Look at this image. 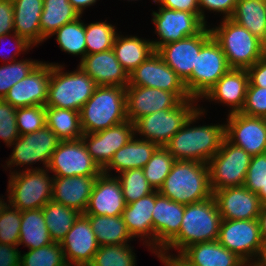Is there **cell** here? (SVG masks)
<instances>
[{"instance_id":"6da1fadb","label":"cell","mask_w":266,"mask_h":266,"mask_svg":"<svg viewBox=\"0 0 266 266\" xmlns=\"http://www.w3.org/2000/svg\"><path fill=\"white\" fill-rule=\"evenodd\" d=\"M205 114L199 109L185 122L182 128L165 144L175 160L198 161L207 164L218 152L225 138V124L193 126Z\"/></svg>"},{"instance_id":"7a4b0ae2","label":"cell","mask_w":266,"mask_h":266,"mask_svg":"<svg viewBox=\"0 0 266 266\" xmlns=\"http://www.w3.org/2000/svg\"><path fill=\"white\" fill-rule=\"evenodd\" d=\"M221 222L214 197L185 205L179 233L157 255H168L170 249H177L181 254L193 244L216 241Z\"/></svg>"},{"instance_id":"3957f363","label":"cell","mask_w":266,"mask_h":266,"mask_svg":"<svg viewBox=\"0 0 266 266\" xmlns=\"http://www.w3.org/2000/svg\"><path fill=\"white\" fill-rule=\"evenodd\" d=\"M158 191L183 205L213 197L208 165L198 161L176 160Z\"/></svg>"},{"instance_id":"277c9868","label":"cell","mask_w":266,"mask_h":266,"mask_svg":"<svg viewBox=\"0 0 266 266\" xmlns=\"http://www.w3.org/2000/svg\"><path fill=\"white\" fill-rule=\"evenodd\" d=\"M126 120V87L97 86L80 110L83 134L105 130Z\"/></svg>"},{"instance_id":"5b68a950","label":"cell","mask_w":266,"mask_h":266,"mask_svg":"<svg viewBox=\"0 0 266 266\" xmlns=\"http://www.w3.org/2000/svg\"><path fill=\"white\" fill-rule=\"evenodd\" d=\"M63 69V65L52 63L45 107L80 112L98 85L79 66L72 72H64Z\"/></svg>"},{"instance_id":"8992f818","label":"cell","mask_w":266,"mask_h":266,"mask_svg":"<svg viewBox=\"0 0 266 266\" xmlns=\"http://www.w3.org/2000/svg\"><path fill=\"white\" fill-rule=\"evenodd\" d=\"M10 170L8 180V203L20 211L43 208L52 200L53 180L45 168ZM48 173V174H47Z\"/></svg>"},{"instance_id":"52a82bcc","label":"cell","mask_w":266,"mask_h":266,"mask_svg":"<svg viewBox=\"0 0 266 266\" xmlns=\"http://www.w3.org/2000/svg\"><path fill=\"white\" fill-rule=\"evenodd\" d=\"M211 27L213 38L219 43L231 69H248L260 60V40L230 18Z\"/></svg>"},{"instance_id":"ba28073f","label":"cell","mask_w":266,"mask_h":266,"mask_svg":"<svg viewBox=\"0 0 266 266\" xmlns=\"http://www.w3.org/2000/svg\"><path fill=\"white\" fill-rule=\"evenodd\" d=\"M197 99L191 98L181 101L175 108L164 109L152 114L142 116L134 122L135 135H142L141 139L165 144L182 128L185 122L198 109ZM144 137V138H143Z\"/></svg>"},{"instance_id":"9c48e42d","label":"cell","mask_w":266,"mask_h":266,"mask_svg":"<svg viewBox=\"0 0 266 266\" xmlns=\"http://www.w3.org/2000/svg\"><path fill=\"white\" fill-rule=\"evenodd\" d=\"M251 158L244 149L224 138L218 152L207 163L212 192L243 186Z\"/></svg>"},{"instance_id":"30bf717a","label":"cell","mask_w":266,"mask_h":266,"mask_svg":"<svg viewBox=\"0 0 266 266\" xmlns=\"http://www.w3.org/2000/svg\"><path fill=\"white\" fill-rule=\"evenodd\" d=\"M226 56L213 36L201 47L196 68L184 81L191 98L202 100L208 90L230 70Z\"/></svg>"},{"instance_id":"8fae6325","label":"cell","mask_w":266,"mask_h":266,"mask_svg":"<svg viewBox=\"0 0 266 266\" xmlns=\"http://www.w3.org/2000/svg\"><path fill=\"white\" fill-rule=\"evenodd\" d=\"M47 170L54 173V177L98 176L102 172L88 153L82 138L60 141Z\"/></svg>"},{"instance_id":"7c38bea8","label":"cell","mask_w":266,"mask_h":266,"mask_svg":"<svg viewBox=\"0 0 266 266\" xmlns=\"http://www.w3.org/2000/svg\"><path fill=\"white\" fill-rule=\"evenodd\" d=\"M217 241L250 265L255 260L263 242L258 219H222Z\"/></svg>"},{"instance_id":"4fadbf2b","label":"cell","mask_w":266,"mask_h":266,"mask_svg":"<svg viewBox=\"0 0 266 266\" xmlns=\"http://www.w3.org/2000/svg\"><path fill=\"white\" fill-rule=\"evenodd\" d=\"M127 86H144L175 93L182 101L191 99L184 81L155 52L129 74Z\"/></svg>"},{"instance_id":"5bb4252c","label":"cell","mask_w":266,"mask_h":266,"mask_svg":"<svg viewBox=\"0 0 266 266\" xmlns=\"http://www.w3.org/2000/svg\"><path fill=\"white\" fill-rule=\"evenodd\" d=\"M158 11L152 13L155 33L159 37V41H151L155 51L165 44L195 36L206 26L196 14L191 12L171 10L162 6Z\"/></svg>"},{"instance_id":"9a60e30c","label":"cell","mask_w":266,"mask_h":266,"mask_svg":"<svg viewBox=\"0 0 266 266\" xmlns=\"http://www.w3.org/2000/svg\"><path fill=\"white\" fill-rule=\"evenodd\" d=\"M60 139L47 126L30 134L20 135L12 144L13 152L11 158L6 162L7 167L33 165L42 162L47 169L53 152L57 149Z\"/></svg>"},{"instance_id":"2e32d148","label":"cell","mask_w":266,"mask_h":266,"mask_svg":"<svg viewBox=\"0 0 266 266\" xmlns=\"http://www.w3.org/2000/svg\"><path fill=\"white\" fill-rule=\"evenodd\" d=\"M225 138L251 156L266 153V122L264 117L241 112L228 114Z\"/></svg>"},{"instance_id":"e0dca14e","label":"cell","mask_w":266,"mask_h":266,"mask_svg":"<svg viewBox=\"0 0 266 266\" xmlns=\"http://www.w3.org/2000/svg\"><path fill=\"white\" fill-rule=\"evenodd\" d=\"M206 25L195 36L165 44L156 50L161 59L185 81L196 68L201 47L212 37L210 26Z\"/></svg>"},{"instance_id":"ac0fdd59","label":"cell","mask_w":266,"mask_h":266,"mask_svg":"<svg viewBox=\"0 0 266 266\" xmlns=\"http://www.w3.org/2000/svg\"><path fill=\"white\" fill-rule=\"evenodd\" d=\"M134 135V123L126 120L105 130L83 134L81 138L93 161L103 170Z\"/></svg>"},{"instance_id":"d6986e66","label":"cell","mask_w":266,"mask_h":266,"mask_svg":"<svg viewBox=\"0 0 266 266\" xmlns=\"http://www.w3.org/2000/svg\"><path fill=\"white\" fill-rule=\"evenodd\" d=\"M52 63L41 62L25 78L14 84L4 100L17 108L45 106L48 98Z\"/></svg>"},{"instance_id":"ffe728a7","label":"cell","mask_w":266,"mask_h":266,"mask_svg":"<svg viewBox=\"0 0 266 266\" xmlns=\"http://www.w3.org/2000/svg\"><path fill=\"white\" fill-rule=\"evenodd\" d=\"M68 266H89L100 247L89 219L81 214L61 241Z\"/></svg>"},{"instance_id":"44dd1931","label":"cell","mask_w":266,"mask_h":266,"mask_svg":"<svg viewBox=\"0 0 266 266\" xmlns=\"http://www.w3.org/2000/svg\"><path fill=\"white\" fill-rule=\"evenodd\" d=\"M213 197L224 220L257 219L263 205L257 193L244 185L217 190Z\"/></svg>"},{"instance_id":"7402d4cb","label":"cell","mask_w":266,"mask_h":266,"mask_svg":"<svg viewBox=\"0 0 266 266\" xmlns=\"http://www.w3.org/2000/svg\"><path fill=\"white\" fill-rule=\"evenodd\" d=\"M182 100L173 92L144 86H126L127 119L134 123L142 116L175 108Z\"/></svg>"},{"instance_id":"603a6c76","label":"cell","mask_w":266,"mask_h":266,"mask_svg":"<svg viewBox=\"0 0 266 266\" xmlns=\"http://www.w3.org/2000/svg\"><path fill=\"white\" fill-rule=\"evenodd\" d=\"M101 172L96 179L84 215L120 216L126 207L119 179Z\"/></svg>"},{"instance_id":"cb8c5ba5","label":"cell","mask_w":266,"mask_h":266,"mask_svg":"<svg viewBox=\"0 0 266 266\" xmlns=\"http://www.w3.org/2000/svg\"><path fill=\"white\" fill-rule=\"evenodd\" d=\"M185 205L172 201L155 190L152 212L156 255L179 233Z\"/></svg>"},{"instance_id":"d4e9b609","label":"cell","mask_w":266,"mask_h":266,"mask_svg":"<svg viewBox=\"0 0 266 266\" xmlns=\"http://www.w3.org/2000/svg\"><path fill=\"white\" fill-rule=\"evenodd\" d=\"M79 67L87 73L98 86L126 87L129 75L117 60L113 49L86 55Z\"/></svg>"},{"instance_id":"484cf974","label":"cell","mask_w":266,"mask_h":266,"mask_svg":"<svg viewBox=\"0 0 266 266\" xmlns=\"http://www.w3.org/2000/svg\"><path fill=\"white\" fill-rule=\"evenodd\" d=\"M248 84L246 69H230L202 98L230 106L229 114L238 113L244 107Z\"/></svg>"},{"instance_id":"4316f807","label":"cell","mask_w":266,"mask_h":266,"mask_svg":"<svg viewBox=\"0 0 266 266\" xmlns=\"http://www.w3.org/2000/svg\"><path fill=\"white\" fill-rule=\"evenodd\" d=\"M154 206L155 190L135 202L126 204L122 217L130 235L133 238H143L142 240H145L144 242L150 247V250H153L152 253L156 254V238L153 234L152 219Z\"/></svg>"},{"instance_id":"83f0119b","label":"cell","mask_w":266,"mask_h":266,"mask_svg":"<svg viewBox=\"0 0 266 266\" xmlns=\"http://www.w3.org/2000/svg\"><path fill=\"white\" fill-rule=\"evenodd\" d=\"M97 176L54 177L52 200L84 214Z\"/></svg>"},{"instance_id":"f1b7e54d","label":"cell","mask_w":266,"mask_h":266,"mask_svg":"<svg viewBox=\"0 0 266 266\" xmlns=\"http://www.w3.org/2000/svg\"><path fill=\"white\" fill-rule=\"evenodd\" d=\"M180 255L192 266H248L217 240L193 244Z\"/></svg>"},{"instance_id":"f546056e","label":"cell","mask_w":266,"mask_h":266,"mask_svg":"<svg viewBox=\"0 0 266 266\" xmlns=\"http://www.w3.org/2000/svg\"><path fill=\"white\" fill-rule=\"evenodd\" d=\"M158 147L156 143L137 139L134 135L127 144L113 155V158L102 172L109 175L111 170H116L119 175L126 170L142 169Z\"/></svg>"},{"instance_id":"4dcf8cb0","label":"cell","mask_w":266,"mask_h":266,"mask_svg":"<svg viewBox=\"0 0 266 266\" xmlns=\"http://www.w3.org/2000/svg\"><path fill=\"white\" fill-rule=\"evenodd\" d=\"M15 33L36 46L41 43L40 18L43 11V0H14Z\"/></svg>"},{"instance_id":"1f68e13d","label":"cell","mask_w":266,"mask_h":266,"mask_svg":"<svg viewBox=\"0 0 266 266\" xmlns=\"http://www.w3.org/2000/svg\"><path fill=\"white\" fill-rule=\"evenodd\" d=\"M112 49L128 75L156 52L148 39L119 34L116 35Z\"/></svg>"},{"instance_id":"d6a6232c","label":"cell","mask_w":266,"mask_h":266,"mask_svg":"<svg viewBox=\"0 0 266 266\" xmlns=\"http://www.w3.org/2000/svg\"><path fill=\"white\" fill-rule=\"evenodd\" d=\"M81 15L68 0H43L40 18L41 43L66 23Z\"/></svg>"},{"instance_id":"836d02e7","label":"cell","mask_w":266,"mask_h":266,"mask_svg":"<svg viewBox=\"0 0 266 266\" xmlns=\"http://www.w3.org/2000/svg\"><path fill=\"white\" fill-rule=\"evenodd\" d=\"M92 226L100 246L128 244L133 238L127 230L122 215H85Z\"/></svg>"},{"instance_id":"e575fe53","label":"cell","mask_w":266,"mask_h":266,"mask_svg":"<svg viewBox=\"0 0 266 266\" xmlns=\"http://www.w3.org/2000/svg\"><path fill=\"white\" fill-rule=\"evenodd\" d=\"M42 208L21 211L19 245L24 244L29 250L53 243L46 227Z\"/></svg>"},{"instance_id":"d590c367","label":"cell","mask_w":266,"mask_h":266,"mask_svg":"<svg viewBox=\"0 0 266 266\" xmlns=\"http://www.w3.org/2000/svg\"><path fill=\"white\" fill-rule=\"evenodd\" d=\"M260 41L266 36V2L238 0L230 17Z\"/></svg>"},{"instance_id":"8d00e7d4","label":"cell","mask_w":266,"mask_h":266,"mask_svg":"<svg viewBox=\"0 0 266 266\" xmlns=\"http://www.w3.org/2000/svg\"><path fill=\"white\" fill-rule=\"evenodd\" d=\"M46 125L61 141L77 140L83 136L78 111L46 107Z\"/></svg>"},{"instance_id":"74e56055","label":"cell","mask_w":266,"mask_h":266,"mask_svg":"<svg viewBox=\"0 0 266 266\" xmlns=\"http://www.w3.org/2000/svg\"><path fill=\"white\" fill-rule=\"evenodd\" d=\"M42 213L53 242L61 243L81 213L50 200Z\"/></svg>"},{"instance_id":"f35d334b","label":"cell","mask_w":266,"mask_h":266,"mask_svg":"<svg viewBox=\"0 0 266 266\" xmlns=\"http://www.w3.org/2000/svg\"><path fill=\"white\" fill-rule=\"evenodd\" d=\"M52 35H57L56 40L61 51L71 55H81V60L86 56L85 23L81 20V16L66 23Z\"/></svg>"},{"instance_id":"ab89813d","label":"cell","mask_w":266,"mask_h":266,"mask_svg":"<svg viewBox=\"0 0 266 266\" xmlns=\"http://www.w3.org/2000/svg\"><path fill=\"white\" fill-rule=\"evenodd\" d=\"M117 34L116 27L105 21L85 24L86 55L112 49Z\"/></svg>"},{"instance_id":"60d3db41","label":"cell","mask_w":266,"mask_h":266,"mask_svg":"<svg viewBox=\"0 0 266 266\" xmlns=\"http://www.w3.org/2000/svg\"><path fill=\"white\" fill-rule=\"evenodd\" d=\"M175 161L163 146H159L152 154L151 159L142 169L146 180L154 190L158 191L161 188Z\"/></svg>"},{"instance_id":"b9f144b4","label":"cell","mask_w":266,"mask_h":266,"mask_svg":"<svg viewBox=\"0 0 266 266\" xmlns=\"http://www.w3.org/2000/svg\"><path fill=\"white\" fill-rule=\"evenodd\" d=\"M132 248L129 244L100 246L89 266H135Z\"/></svg>"},{"instance_id":"7bdbcfd3","label":"cell","mask_w":266,"mask_h":266,"mask_svg":"<svg viewBox=\"0 0 266 266\" xmlns=\"http://www.w3.org/2000/svg\"><path fill=\"white\" fill-rule=\"evenodd\" d=\"M20 266H68L60 243H50L21 254Z\"/></svg>"},{"instance_id":"ee69618b","label":"cell","mask_w":266,"mask_h":266,"mask_svg":"<svg viewBox=\"0 0 266 266\" xmlns=\"http://www.w3.org/2000/svg\"><path fill=\"white\" fill-rule=\"evenodd\" d=\"M116 177L121 183L126 204L135 202L154 191L146 180L143 169L126 170Z\"/></svg>"},{"instance_id":"f6af8a7d","label":"cell","mask_w":266,"mask_h":266,"mask_svg":"<svg viewBox=\"0 0 266 266\" xmlns=\"http://www.w3.org/2000/svg\"><path fill=\"white\" fill-rule=\"evenodd\" d=\"M40 63L41 61L23 59L0 66V98H4L14 84L25 78Z\"/></svg>"},{"instance_id":"bcb514c9","label":"cell","mask_w":266,"mask_h":266,"mask_svg":"<svg viewBox=\"0 0 266 266\" xmlns=\"http://www.w3.org/2000/svg\"><path fill=\"white\" fill-rule=\"evenodd\" d=\"M244 186L257 193L261 203L266 204V153L252 156Z\"/></svg>"},{"instance_id":"7dc6e473","label":"cell","mask_w":266,"mask_h":266,"mask_svg":"<svg viewBox=\"0 0 266 266\" xmlns=\"http://www.w3.org/2000/svg\"><path fill=\"white\" fill-rule=\"evenodd\" d=\"M21 227V211L9 203L0 212V243L18 246Z\"/></svg>"},{"instance_id":"c3c4849f","label":"cell","mask_w":266,"mask_h":266,"mask_svg":"<svg viewBox=\"0 0 266 266\" xmlns=\"http://www.w3.org/2000/svg\"><path fill=\"white\" fill-rule=\"evenodd\" d=\"M16 123L19 135L38 131L46 125V107L37 105L17 108Z\"/></svg>"},{"instance_id":"681fc988","label":"cell","mask_w":266,"mask_h":266,"mask_svg":"<svg viewBox=\"0 0 266 266\" xmlns=\"http://www.w3.org/2000/svg\"><path fill=\"white\" fill-rule=\"evenodd\" d=\"M16 123V108L0 98V138L7 146L19 138Z\"/></svg>"},{"instance_id":"f907efd6","label":"cell","mask_w":266,"mask_h":266,"mask_svg":"<svg viewBox=\"0 0 266 266\" xmlns=\"http://www.w3.org/2000/svg\"><path fill=\"white\" fill-rule=\"evenodd\" d=\"M241 113L255 117L266 115V87L248 85L245 104Z\"/></svg>"},{"instance_id":"816d5d0a","label":"cell","mask_w":266,"mask_h":266,"mask_svg":"<svg viewBox=\"0 0 266 266\" xmlns=\"http://www.w3.org/2000/svg\"><path fill=\"white\" fill-rule=\"evenodd\" d=\"M200 19L207 25L204 9L223 14V19L230 18L234 12L238 0H198Z\"/></svg>"},{"instance_id":"f5cc1de1","label":"cell","mask_w":266,"mask_h":266,"mask_svg":"<svg viewBox=\"0 0 266 266\" xmlns=\"http://www.w3.org/2000/svg\"><path fill=\"white\" fill-rule=\"evenodd\" d=\"M13 17V1L0 0V36L15 32Z\"/></svg>"},{"instance_id":"db71d44e","label":"cell","mask_w":266,"mask_h":266,"mask_svg":"<svg viewBox=\"0 0 266 266\" xmlns=\"http://www.w3.org/2000/svg\"><path fill=\"white\" fill-rule=\"evenodd\" d=\"M153 2L167 9L194 13L200 18L198 0H153Z\"/></svg>"},{"instance_id":"11a10c76","label":"cell","mask_w":266,"mask_h":266,"mask_svg":"<svg viewBox=\"0 0 266 266\" xmlns=\"http://www.w3.org/2000/svg\"><path fill=\"white\" fill-rule=\"evenodd\" d=\"M17 247L0 243V266H20L21 251Z\"/></svg>"},{"instance_id":"9f6ffc18","label":"cell","mask_w":266,"mask_h":266,"mask_svg":"<svg viewBox=\"0 0 266 266\" xmlns=\"http://www.w3.org/2000/svg\"><path fill=\"white\" fill-rule=\"evenodd\" d=\"M249 84L257 87H266V63L258 60L253 66L247 69Z\"/></svg>"},{"instance_id":"6f0895ef","label":"cell","mask_w":266,"mask_h":266,"mask_svg":"<svg viewBox=\"0 0 266 266\" xmlns=\"http://www.w3.org/2000/svg\"><path fill=\"white\" fill-rule=\"evenodd\" d=\"M6 38L7 39L10 38L11 39L10 41H12V39H14V42H15L14 44H15V47H16L14 49V50H16V52H14V54H13L14 56H10V57L7 56L8 60L11 59V58H12V60L7 61L6 56H5V58L2 56L3 61L6 60L5 62H7V63L16 61L17 59L15 58V55L21 54L19 52H22V51L23 52L24 51L27 52L33 46L26 39H24L23 37L17 35L15 32H13L12 34L10 33V34H7V35H1L0 36V42H3L4 39H6Z\"/></svg>"},{"instance_id":"680465c9","label":"cell","mask_w":266,"mask_h":266,"mask_svg":"<svg viewBox=\"0 0 266 266\" xmlns=\"http://www.w3.org/2000/svg\"><path fill=\"white\" fill-rule=\"evenodd\" d=\"M165 266H192L180 254L157 255Z\"/></svg>"},{"instance_id":"91938a15","label":"cell","mask_w":266,"mask_h":266,"mask_svg":"<svg viewBox=\"0 0 266 266\" xmlns=\"http://www.w3.org/2000/svg\"><path fill=\"white\" fill-rule=\"evenodd\" d=\"M248 266H266V240L262 242L255 260Z\"/></svg>"},{"instance_id":"94428289","label":"cell","mask_w":266,"mask_h":266,"mask_svg":"<svg viewBox=\"0 0 266 266\" xmlns=\"http://www.w3.org/2000/svg\"><path fill=\"white\" fill-rule=\"evenodd\" d=\"M259 230L262 240H266V204L262 205L258 215Z\"/></svg>"},{"instance_id":"6125c7cd","label":"cell","mask_w":266,"mask_h":266,"mask_svg":"<svg viewBox=\"0 0 266 266\" xmlns=\"http://www.w3.org/2000/svg\"><path fill=\"white\" fill-rule=\"evenodd\" d=\"M73 7L79 12L82 16L84 9L88 6H92L97 2V0H68Z\"/></svg>"},{"instance_id":"be15d7a7","label":"cell","mask_w":266,"mask_h":266,"mask_svg":"<svg viewBox=\"0 0 266 266\" xmlns=\"http://www.w3.org/2000/svg\"><path fill=\"white\" fill-rule=\"evenodd\" d=\"M260 60L266 63V36L260 41Z\"/></svg>"},{"instance_id":"e7e4bbea","label":"cell","mask_w":266,"mask_h":266,"mask_svg":"<svg viewBox=\"0 0 266 266\" xmlns=\"http://www.w3.org/2000/svg\"><path fill=\"white\" fill-rule=\"evenodd\" d=\"M6 204L2 198H0V212L2 210V207Z\"/></svg>"},{"instance_id":"03108f58","label":"cell","mask_w":266,"mask_h":266,"mask_svg":"<svg viewBox=\"0 0 266 266\" xmlns=\"http://www.w3.org/2000/svg\"><path fill=\"white\" fill-rule=\"evenodd\" d=\"M256 1H260V2H266V0H256Z\"/></svg>"}]
</instances>
